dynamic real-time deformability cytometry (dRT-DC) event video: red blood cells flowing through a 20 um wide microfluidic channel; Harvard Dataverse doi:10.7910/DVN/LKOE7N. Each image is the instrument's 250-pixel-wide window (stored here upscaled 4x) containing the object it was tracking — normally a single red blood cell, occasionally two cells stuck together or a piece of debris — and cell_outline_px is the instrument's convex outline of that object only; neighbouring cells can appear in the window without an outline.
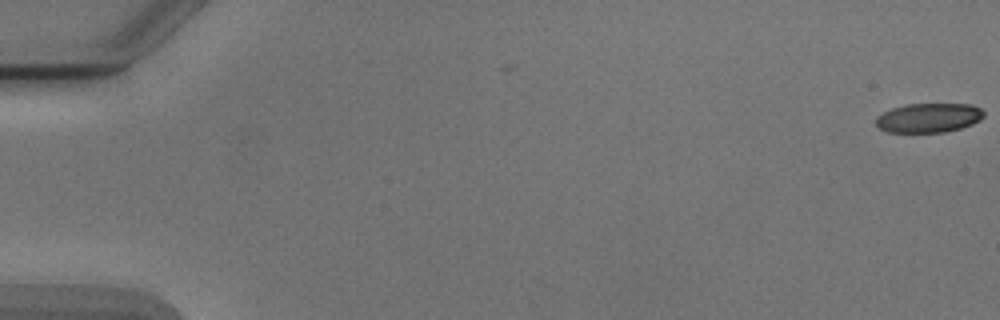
{"species": "Egyptian fruit bat (a non-hibernating species)", "species_latin": "Rousettus aegyptiacus", "temperature_condition": "cold", "stored_images_in_passage": 2, "camera_frame_rate_fps": 3000, "um_per_image_px": 0.085, "animal": {"sex": "male"}, "frame": {"image": 1, "passage_image": 2, "time_ms": 1.0, "image_size_px": [1000, 320], "cell_outline_px": [[984, 116], [980, 120], [972, 124], [960, 128], [944, 132], [888, 132], [880, 128], [876, 124], [876, 116], [892, 108], [908, 104], [972, 104], [980, 108], [984, 112]], "centroid_in_image_um": [78.95, 10.01], "position_along_channel_um": 6.0, "area_um2": 18.38}}